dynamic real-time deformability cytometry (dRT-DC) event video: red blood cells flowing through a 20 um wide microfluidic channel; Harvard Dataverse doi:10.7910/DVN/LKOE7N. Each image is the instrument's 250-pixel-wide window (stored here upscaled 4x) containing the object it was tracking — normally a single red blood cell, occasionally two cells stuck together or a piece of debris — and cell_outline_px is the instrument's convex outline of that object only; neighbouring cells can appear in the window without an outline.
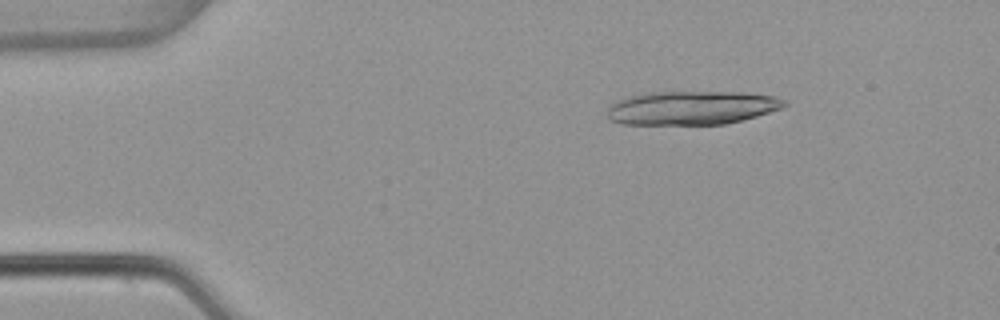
{"species": "common noctule bat (a hibernating species)", "species_latin": "Nyctalus noctula", "temperature_condition": "warm", "stored_images_in_passage": 18, "camera_frame_rate_fps": 3000, "um_per_image_px": 0.085, "animal": {"sex": "female", "body_mass_g": 22.7, "forearm_length_mm": 54.2}, "frame": {"image": 1, "passage_image": 8, "time_ms": 2.333, "image_size_px": [1000, 320], "cell_outline_px": [[788, 104], [780, 108], [756, 116], [724, 124], [620, 124], [608, 120], [608, 108], [612, 104], [628, 96], [648, 92], [744, 92], [772, 96], [788, 100]], "centroid_in_image_um": [58.78, 9.16], "position_along_channel_um": 26.2, "area_um2": 34.68}}